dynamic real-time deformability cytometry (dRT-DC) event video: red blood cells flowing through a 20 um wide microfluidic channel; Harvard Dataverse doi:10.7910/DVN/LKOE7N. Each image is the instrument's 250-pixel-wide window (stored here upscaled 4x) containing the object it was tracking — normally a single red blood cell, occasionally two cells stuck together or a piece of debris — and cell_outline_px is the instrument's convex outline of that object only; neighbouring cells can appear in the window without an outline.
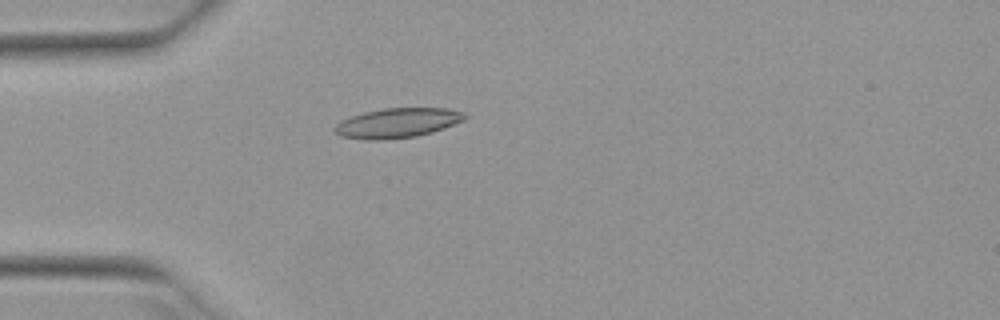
{"species": "Egyptian fruit bat (a non-hibernating species)", "species_latin": "Rousettus aegyptiacus", "temperature_condition": "warm", "stored_images_in_passage": 46, "camera_frame_rate_fps": 3000, "um_per_image_px": 0.085, "animal": {"sex": "female"}, "frame": {"image": 1, "passage_image": 15, "time_ms": 4.667, "image_size_px": [1000, 320], "cell_outline_px": [[468, 116], [464, 120], [444, 128], [432, 132], [416, 136], [384, 140], [364, 140], [340, 136], [332, 132], [332, 128], [340, 120], [364, 112], [384, 108], [448, 108], [464, 112]], "centroid_in_image_um": [33.74, 10.46], "position_along_channel_um": 51.3, "area_um2": 22.77}}
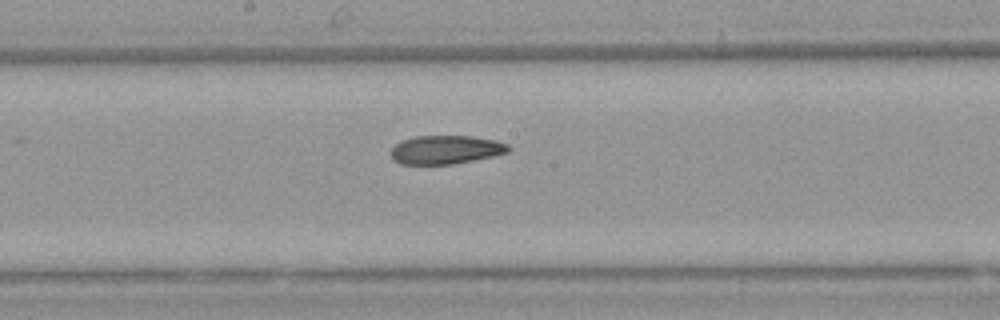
{"frame": {"image": 2, "passage_image": 28, "time_ms": 9.0, "image_size_px": [1000, 320], "cell_outline_px": [[512, 148], [508, 152], [492, 156], [452, 164], [400, 164], [392, 160], [388, 152], [400, 140], [416, 136], [472, 136], [496, 140], [508, 144]], "centroid_in_image_um": [37.85, 12.72], "position_along_channel_um": 210.4, "area_um2": 19.77}}
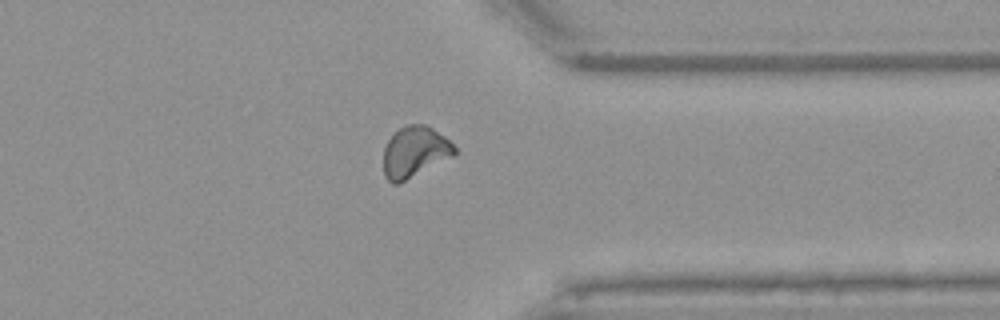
{"frame": {"image": 3, "passage_image": 41, "time_ms": 13.333, "image_size_px": [1000, 320], "cell_outline_px": [[456, 152], [452, 156], [400, 184], [392, 184], [384, 176], [384, 148], [388, 140], [400, 128], [408, 124], [424, 124], [432, 128], [444, 136], [456, 148]], "centroid_in_image_um": [35.23, 12.93], "position_along_channel_um": 376.2, "area_um2": 20.92}}